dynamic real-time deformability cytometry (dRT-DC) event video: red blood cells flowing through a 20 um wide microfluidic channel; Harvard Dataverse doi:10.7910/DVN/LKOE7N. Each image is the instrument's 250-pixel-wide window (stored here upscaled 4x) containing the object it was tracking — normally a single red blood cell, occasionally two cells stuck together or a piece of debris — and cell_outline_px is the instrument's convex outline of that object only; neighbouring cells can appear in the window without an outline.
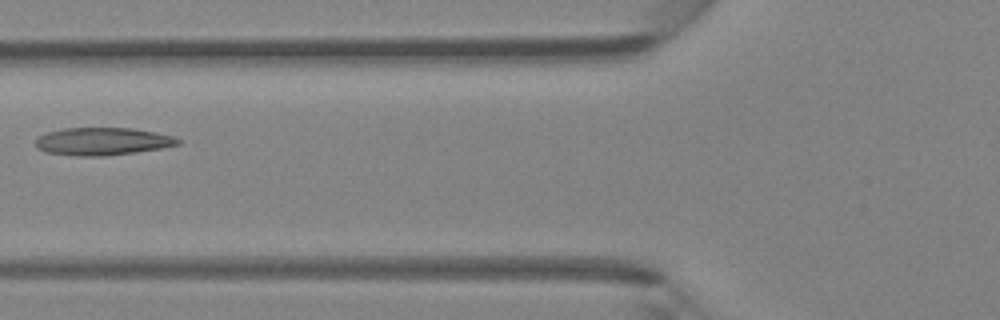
{"species": "Egyptian fruit bat (a non-hibernating species)", "species_latin": "Rousettus aegyptiacus", "temperature_condition": "room temperature", "stored_images_in_passage": 6, "camera_frame_rate_fps": 3000, "um_per_image_px": 0.085, "animal": {"sex": "female"}, "frame": {"image": 1, "passage_image": 6, "time_ms": 5.667, "image_size_px": [1000, 320], "cell_outline_px": [[180, 144], [160, 148], [136, 152], [104, 156], [76, 156], [48, 152], [36, 148], [36, 136], [48, 132], [64, 128], [132, 128], [156, 132], [172, 136], [180, 140]], "centroid_in_image_um": [8.69, 12.01], "position_along_channel_um": 117.1, "area_um2": 22.89}}